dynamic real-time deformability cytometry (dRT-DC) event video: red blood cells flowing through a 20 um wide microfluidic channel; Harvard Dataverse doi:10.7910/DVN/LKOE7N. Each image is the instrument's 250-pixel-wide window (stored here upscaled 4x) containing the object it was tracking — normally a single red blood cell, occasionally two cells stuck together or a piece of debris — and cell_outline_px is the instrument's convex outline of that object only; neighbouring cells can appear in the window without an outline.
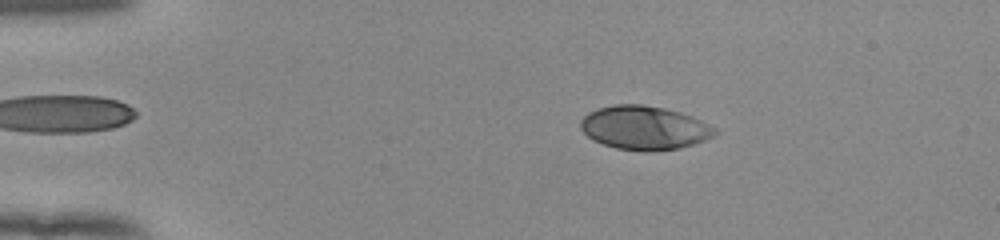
{"species": "human", "species_latin": "Homo sapiens", "temperature_condition": "room temperature", "stored_images_in_passage": 53, "camera_frame_rate_fps": 3000, "um_per_image_px": 0.085, "donor": {"sex": "female"}, "frame": {"image": 1, "passage_image": 10, "time_ms": 3.0, "image_size_px": [1000, 240], "cell_outline_px": [[720, 132], [716, 136], [680, 148], [652, 152], [644, 152], [616, 148], [592, 140], [580, 128], [580, 120], [588, 112], [600, 108], [616, 104], [644, 104], [664, 108], [680, 112], [692, 116], [716, 128]], "centroid_in_image_um": [54.79, 10.87], "position_along_channel_um": 30.2, "area_um2": 34.51}}
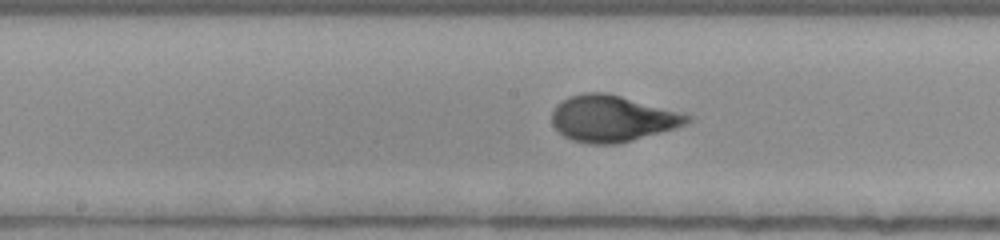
{"frame": {"image": 2, "passage_image": 28, "time_ms": 9.0, "image_size_px": [1000, 240], "cell_outline_px": [[692, 120], [688, 124], [676, 128], [632, 140], [616, 144], [592, 144], [572, 140], [564, 136], [552, 124], [552, 112], [556, 104], [568, 96], [584, 92], [608, 92], [692, 116]], "centroid_in_image_um": [52.02, 10.07], "position_along_channel_um": 196.2, "area_um2": 36.47}}
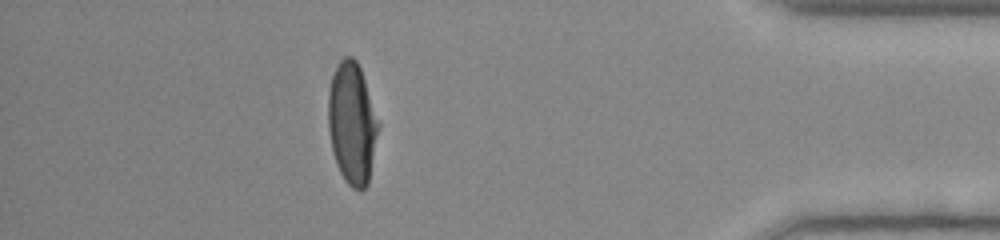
{"frame": {"image": 3, "passage_image": 47, "time_ms": 15.333, "image_size_px": [1000, 240], "cell_outline_px": [[380, 124], [368, 184], [360, 192], [352, 188], [344, 180], [336, 164], [332, 152], [328, 128], [328, 92], [332, 76], [340, 60], [344, 56], [352, 56], [356, 60], [360, 68]], "centroid_in_image_um": [29.92, 10.51], "position_along_channel_um": 405.3, "area_um2": 35.72}, "authors_computed_cell_mechanics": {"area_um2": 35.3158, "velocity_mm_per_s": 3.9244, "shape_relaxation_time_tau1_ms": 3.7793, "shape_relaxation_time_tau2_ms": null, "deformation_change_tau1": 0.2173, "deformation_change_tau2": null}}